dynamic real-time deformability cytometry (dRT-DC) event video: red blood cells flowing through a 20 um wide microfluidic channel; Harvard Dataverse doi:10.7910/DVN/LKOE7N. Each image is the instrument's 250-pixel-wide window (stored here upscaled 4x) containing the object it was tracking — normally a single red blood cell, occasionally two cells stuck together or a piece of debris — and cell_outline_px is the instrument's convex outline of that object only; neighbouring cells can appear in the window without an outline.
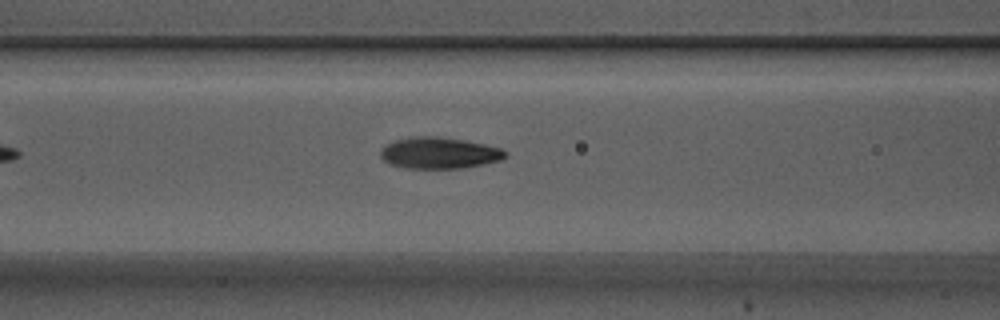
{"species": "Egyptian fruit bat (a non-hibernating species)", "species_latin": "Rousettus aegyptiacus", "temperature_condition": "warm", "stored_images_in_passage": 23, "camera_frame_rate_fps": 3000, "um_per_image_px": 0.085, "animal": {"sex": "male"}, "frame": {"image": 1, "passage_image": 8, "time_ms": 2.333, "image_size_px": [1000, 320], "cell_outline_px": [[508, 156], [500, 160], [484, 164], [464, 168], [404, 168], [388, 164], [380, 156], [380, 148], [396, 140], [412, 136], [436, 136], [464, 140], [484, 144], [500, 148], [508, 152]], "centroid_in_image_um": [37.33, 13.0], "position_along_channel_um": 129.3, "area_um2": 22.95}}
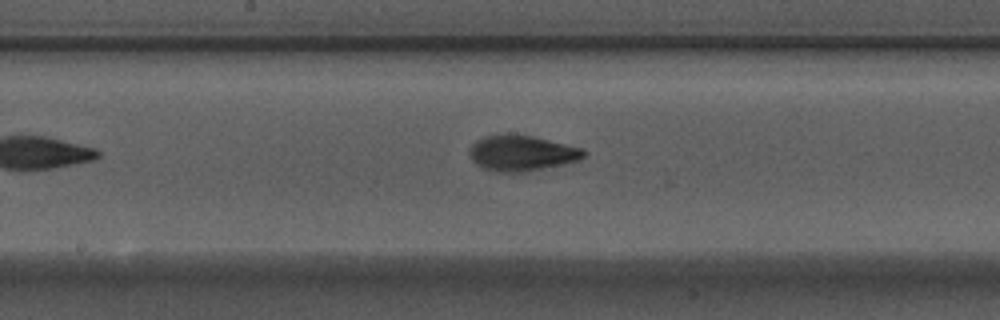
{"frame": {"image": 2, "passage_image": 14, "time_ms": 4.333, "image_size_px": [1000, 320], "cell_outline_px": [[588, 152], [580, 160], [524, 172], [496, 172], [484, 168], [476, 164], [472, 160], [472, 144], [476, 140], [484, 136], [508, 132], [512, 132], [532, 136], [584, 148]], "centroid_in_image_um": [44.37, 12.99], "position_along_channel_um": 203.8, "area_um2": 23.81}}
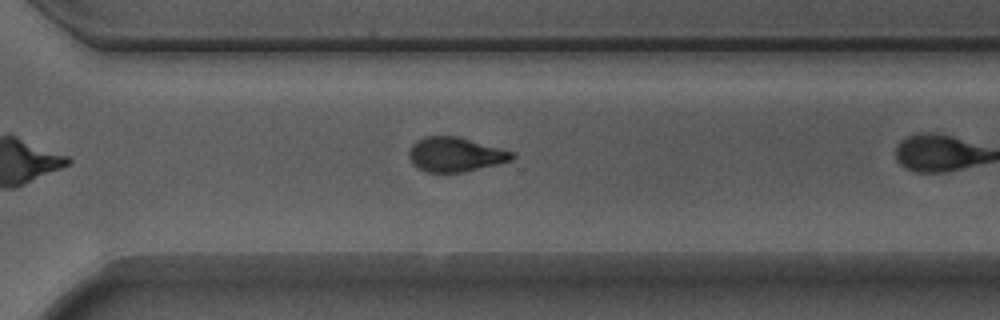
{"frame": {"image": 3, "passage_image": 21, "time_ms": 6.667, "image_size_px": [1000, 320], "cell_outline_px": [[516, 156], [512, 160], [464, 172], [424, 172], [416, 168], [412, 164], [408, 156], [408, 152], [412, 144], [416, 140], [424, 136], [460, 136], [516, 152]], "centroid_in_image_um": [38.69, 13.12], "position_along_channel_um": 331.9, "area_um2": 21.1}}